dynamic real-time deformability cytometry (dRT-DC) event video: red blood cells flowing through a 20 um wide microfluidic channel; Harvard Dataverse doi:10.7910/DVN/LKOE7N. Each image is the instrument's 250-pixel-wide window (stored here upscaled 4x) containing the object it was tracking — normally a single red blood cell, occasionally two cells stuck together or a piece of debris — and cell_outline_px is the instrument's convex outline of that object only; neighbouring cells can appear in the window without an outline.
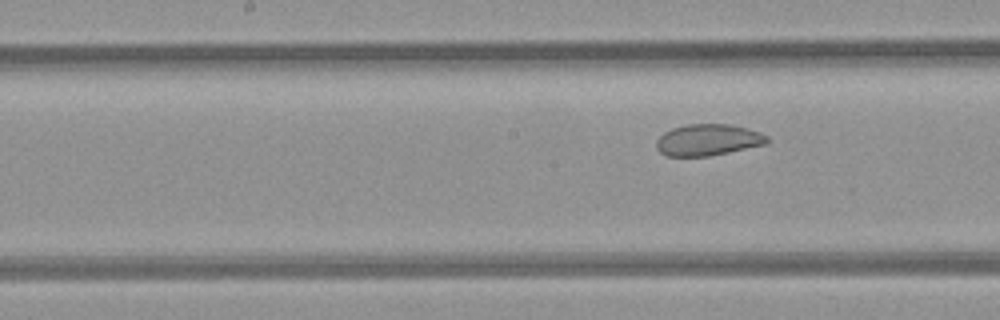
{"species": "common noctule bat (a hibernating species)", "species_latin": "Nyctalus noctula", "temperature_condition": "room temperature", "stored_images_in_passage": 8, "segment_of_instrument_passage": [2, 2], "camera_frame_rate_fps": 3000, "um_per_image_px": 0.085, "animal": {"sex": "female", "body_mass_g": 21.9}, "frame": {"image": 1, "passage_image": 8, "time_ms": 9.0, "image_size_px": [1000, 320], "cell_outline_px": [[772, 140], [764, 144], [728, 152], [708, 156], [668, 156], [660, 152], [656, 148], [656, 140], [664, 132], [672, 128], [688, 124], [728, 124], [748, 128], [760, 132], [768, 136]], "centroid_in_image_um": [60.18, 11.88], "position_along_channel_um": 188.0, "area_um2": 20.29}}